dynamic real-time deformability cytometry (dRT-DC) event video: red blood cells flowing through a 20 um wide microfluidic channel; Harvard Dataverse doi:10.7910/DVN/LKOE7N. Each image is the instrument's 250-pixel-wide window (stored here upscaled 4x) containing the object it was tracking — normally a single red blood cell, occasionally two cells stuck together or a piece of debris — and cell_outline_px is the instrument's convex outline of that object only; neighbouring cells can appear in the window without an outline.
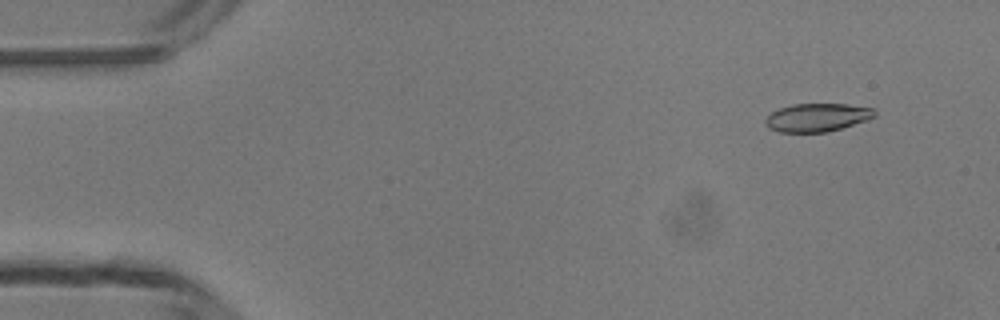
{"species": "common noctule bat (a hibernating species)", "species_latin": "Nyctalus noctula", "temperature_condition": "room temperature", "stored_images_in_passage": 11, "camera_frame_rate_fps": 3000, "um_per_image_px": 0.085, "animal": {"sex": "male", "body_mass_g": 13.3}, "frame": {"image": 1, "passage_image": 5, "time_ms": 1.333, "image_size_px": [1000, 320], "cell_outline_px": [[876, 116], [828, 132], [780, 132], [768, 128], [764, 124], [764, 120], [772, 112], [780, 108], [792, 104], [848, 104], [872, 108], [876, 112]], "centroid_in_image_um": [69.41, 9.98], "position_along_channel_um": 15.6, "area_um2": 17.8}}